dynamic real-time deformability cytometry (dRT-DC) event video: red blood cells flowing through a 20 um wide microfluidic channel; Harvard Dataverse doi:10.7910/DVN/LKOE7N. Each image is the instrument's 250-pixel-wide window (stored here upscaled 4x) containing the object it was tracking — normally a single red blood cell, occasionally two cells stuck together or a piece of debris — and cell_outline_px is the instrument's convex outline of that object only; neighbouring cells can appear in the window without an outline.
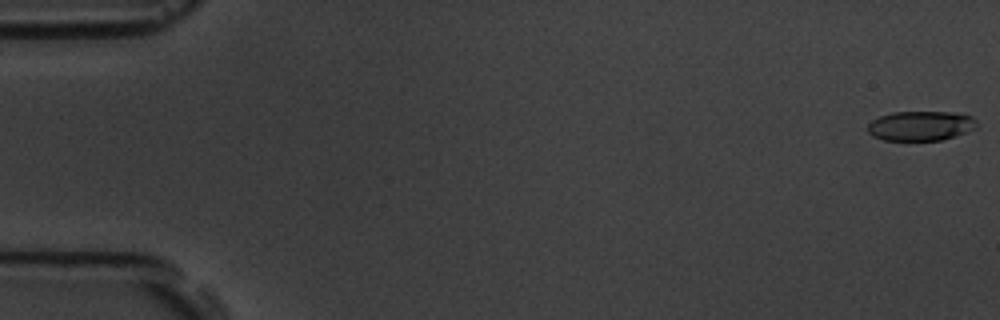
{"species": "common noctule bat (a hibernating species)", "species_latin": "Nyctalus noctula", "temperature_condition": "room temperature", "stored_images_in_passage": 4, "camera_frame_rate_fps": 3000, "um_per_image_px": 0.085, "animal": {"sex": "male", "body_mass_g": 19.5, "forearm_length_mm": 54.6}, "frame": {"image": 1, "passage_image": 1, "time_ms": 0.0, "image_size_px": [1000, 320], "cell_outline_px": [[976, 128], [940, 140], [884, 140], [872, 136], [868, 132], [868, 124], [872, 120], [880, 116], [892, 112], [948, 112], [972, 116], [976, 120]], "centroid_in_image_um": [78.21, 10.69], "position_along_channel_um": 6.8, "area_um2": 18.61}}